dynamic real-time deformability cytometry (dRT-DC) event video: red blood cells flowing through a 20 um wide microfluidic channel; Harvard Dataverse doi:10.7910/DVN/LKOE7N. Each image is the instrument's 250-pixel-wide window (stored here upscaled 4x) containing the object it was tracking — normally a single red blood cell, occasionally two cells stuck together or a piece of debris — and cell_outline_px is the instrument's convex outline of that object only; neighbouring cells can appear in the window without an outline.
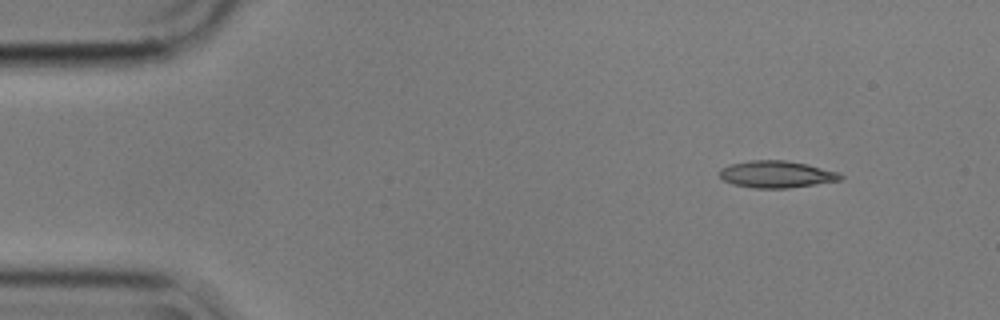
{"species": "common noctule bat (a hibernating species)", "species_latin": "Nyctalus noctula", "temperature_condition": "cold", "stored_images_in_passage": 5, "camera_frame_rate_fps": 3000, "um_per_image_px": 0.085, "animal": {"sex": "male", "body_mass_g": 17.9}, "frame": {"image": 1, "passage_image": 1, "time_ms": 0.0, "image_size_px": [1000, 320], "cell_outline_px": [[844, 176], [840, 180], [788, 188], [752, 188], [732, 184], [724, 180], [720, 176], [720, 168], [732, 164], [748, 160], [784, 160], [808, 164], [840, 172]], "centroid_in_image_um": [66.01, 14.81], "position_along_channel_um": 19.0, "area_um2": 19.02}}
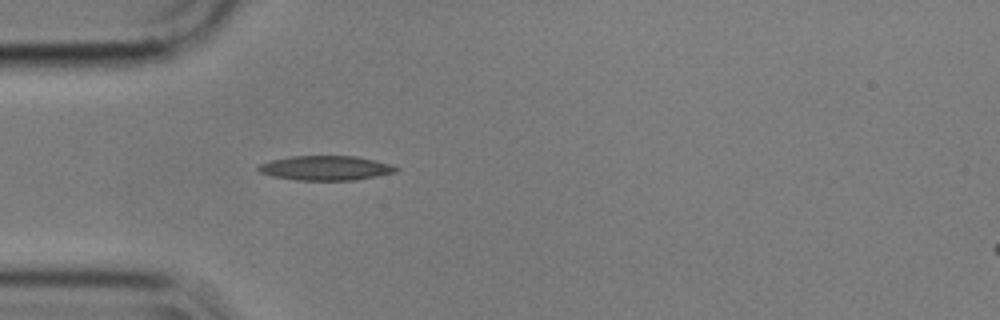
{"frame": {"image": 2, "passage_image": 4, "time_ms": 1.0, "image_size_px": [1000, 320], "cell_outline_px": [[400, 168], [396, 172], [356, 180], [296, 180], [272, 176], [260, 172], [256, 168], [260, 164], [272, 160], [288, 156], [356, 156], [376, 160], [392, 164]], "centroid_in_image_um": [27.71, 14.28], "position_along_channel_um": 57.3, "area_um2": 19.77}}